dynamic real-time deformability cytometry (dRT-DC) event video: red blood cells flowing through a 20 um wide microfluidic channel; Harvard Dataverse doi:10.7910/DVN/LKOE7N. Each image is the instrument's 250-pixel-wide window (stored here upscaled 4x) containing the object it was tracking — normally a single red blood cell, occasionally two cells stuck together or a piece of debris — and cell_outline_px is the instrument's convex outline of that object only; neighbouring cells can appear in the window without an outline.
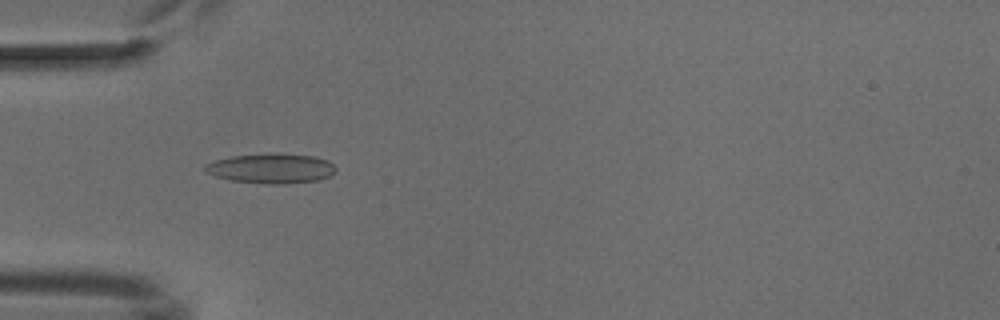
{"species": "common noctule bat (a hibernating species)", "species_latin": "Nyctalus noctula", "temperature_condition": "cold", "stored_images_in_passage": 8, "camera_frame_rate_fps": 3000, "um_per_image_px": 0.085, "animal": {"sex": "male", "body_mass_g": 18.8}, "frame": {"image": 1, "passage_image": 5, "time_ms": 4.667, "image_size_px": [1000, 320], "cell_outline_px": [[336, 168], [328, 176], [316, 180], [284, 184], [264, 184], [232, 180], [216, 176], [204, 172], [204, 164], [216, 160], [232, 156], [316, 156], [328, 160]], "centroid_in_image_um": [23.01, 14.36], "position_along_channel_um": 62.0, "area_um2": 21.62}}
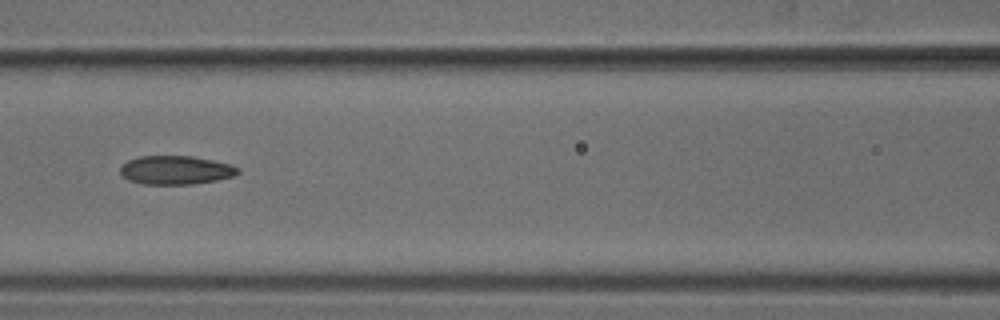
{"frame": {"image": 2, "passage_image": 7, "time_ms": 7.0, "image_size_px": [1000, 320], "cell_outline_px": [[240, 172], [236, 176], [216, 180], [192, 184], [144, 184], [128, 180], [120, 172], [120, 168], [128, 160], [140, 156], [192, 156], [232, 164], [240, 168]], "centroid_in_image_um": [14.98, 14.45], "position_along_channel_um": 151.6, "area_um2": 19.71}}
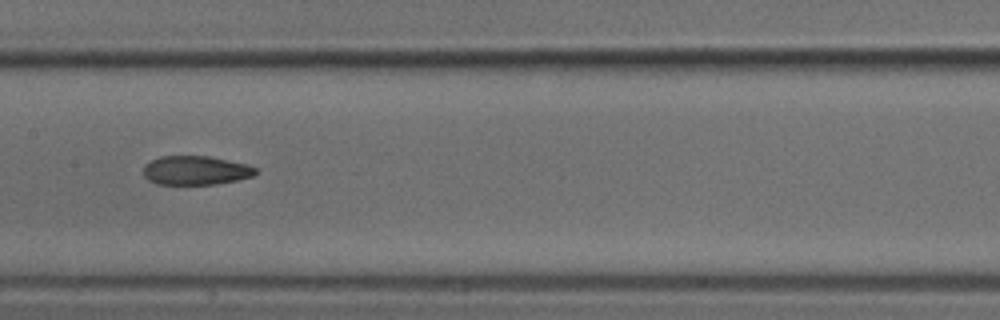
{"frame": {"image": 3, "passage_image": 8, "time_ms": 8.0, "image_size_px": [1000, 320], "cell_outline_px": [[256, 172], [252, 176], [236, 180], [216, 184], [156, 184], [148, 180], [144, 176], [144, 164], [160, 156], [208, 156], [248, 164], [256, 168]], "centroid_in_image_um": [16.61, 14.48], "position_along_channel_um": 190.8, "area_um2": 18.9}}